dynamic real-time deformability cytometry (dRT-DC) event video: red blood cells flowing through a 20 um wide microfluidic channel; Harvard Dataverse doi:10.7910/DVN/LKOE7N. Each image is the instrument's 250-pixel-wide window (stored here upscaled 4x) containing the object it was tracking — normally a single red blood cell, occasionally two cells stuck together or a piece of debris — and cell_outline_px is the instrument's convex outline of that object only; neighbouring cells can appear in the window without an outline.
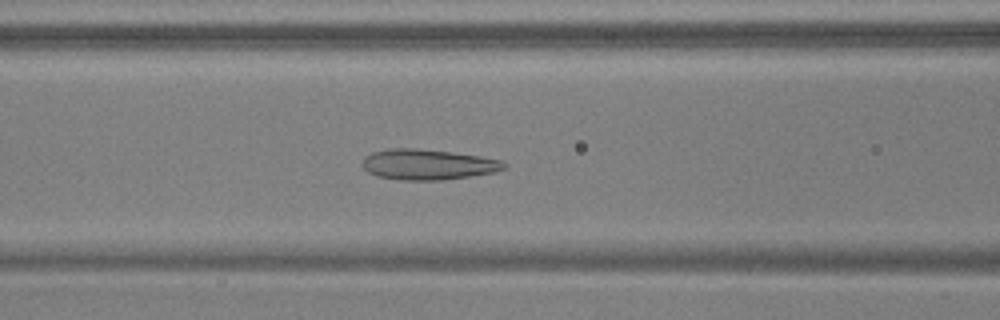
{"species": "common noctule bat (a hibernating species)", "species_latin": "Nyctalus noctula", "temperature_condition": "warm", "stored_images_in_passage": 53, "camera_frame_rate_fps": 3000, "um_per_image_px": 0.085, "animal": {"sex": "male", "body_mass_g": 17.9, "forearm_length_mm": 54.2}, "frame": {"image": 1, "passage_image": 22, "time_ms": 7.0, "image_size_px": [1000, 320], "cell_outline_px": [[508, 164], [504, 168], [496, 172], [444, 180], [400, 180], [380, 176], [368, 172], [364, 168], [364, 156], [372, 152], [392, 148], [416, 148], [452, 152], [480, 156], [500, 160]], "centroid_in_image_um": [36.39, 13.98], "position_along_channel_um": 130.2, "area_um2": 25.09}}
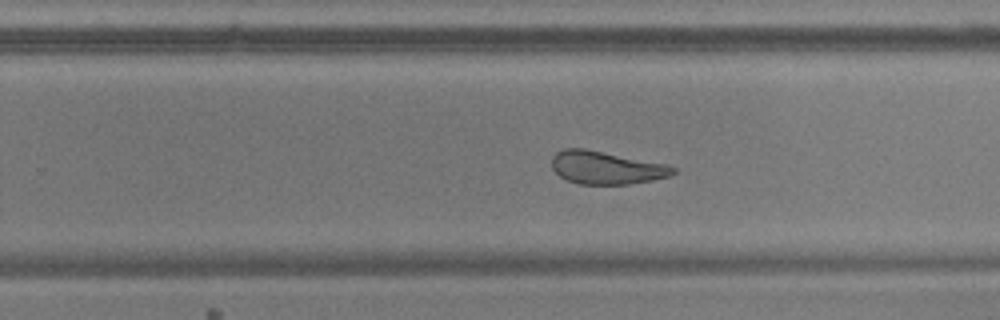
{"frame": {"image": 2, "passage_image": 34, "time_ms": 11.0, "image_size_px": [1000, 320], "cell_outline_px": [[676, 172], [668, 176], [652, 180], [628, 184], [580, 184], [568, 180], [560, 176], [552, 168], [552, 156], [556, 152], [564, 148], [584, 148], [664, 164], [676, 168]], "centroid_in_image_um": [51.49, 14.25], "position_along_channel_um": 278.3, "area_um2": 22.95}}
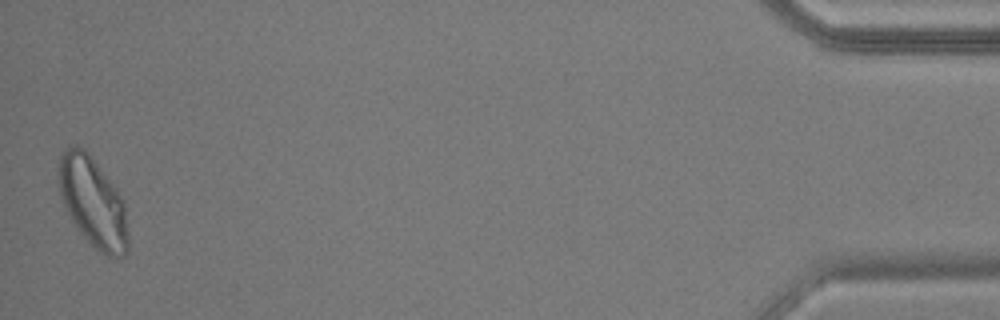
{"frame": {"image": 3, "passage_image": 53, "time_ms": 17.333, "image_size_px": [1000, 320], "cell_outline_px": [[128, 252], [124, 256], [108, 256], [100, 252], [80, 232], [72, 220], [60, 196], [60, 156], [72, 144], [76, 144], [84, 148], [116, 188], [124, 204], [128, 236]], "centroid_in_image_um": [7.92, 17.2], "position_along_channel_um": 427.3, "area_um2": 35.55}, "authors_computed_cell_mechanics": {"area_um2": 28.6688, "velocity_mm_per_s": 3.7111, "shape_relaxation_time_tau1_ms": null, "shape_relaxation_time_tau2_ms": 1.5893, "deformation_change_tau1": null, "deformation_change_tau2": 0.0942}}